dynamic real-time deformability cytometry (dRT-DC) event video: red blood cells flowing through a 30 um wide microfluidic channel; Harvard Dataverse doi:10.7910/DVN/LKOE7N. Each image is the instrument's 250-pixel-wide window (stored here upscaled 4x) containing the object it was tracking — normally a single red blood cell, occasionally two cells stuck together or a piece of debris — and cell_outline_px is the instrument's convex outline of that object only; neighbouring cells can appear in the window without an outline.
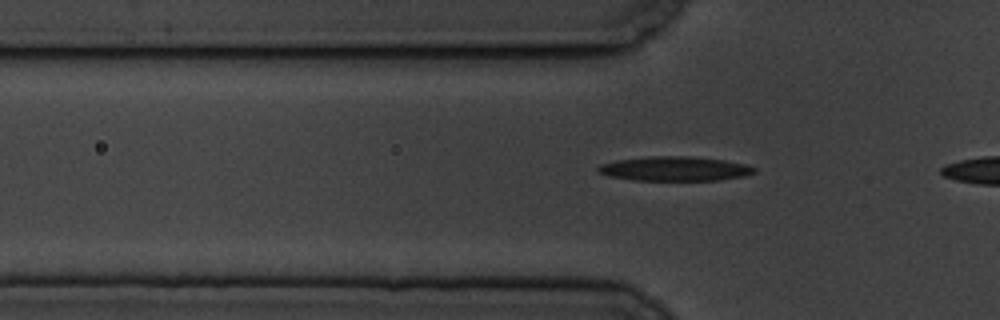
{"species": "common noctule bat (a hibernating species)", "species_latin": "Nyctalus noctula", "temperature_condition": "cold", "stored_images_in_passage": 18, "camera_frame_rate_fps": 3000, "um_per_image_px": 0.085, "animal": {"sex": "male", "body_mass_g": 19.5, "forearm_length_mm": 54.6}, "frame": {"image": 1, "passage_image": 11, "time_ms": 3.333, "image_size_px": [1000, 320], "cell_outline_px": [[756, 172], [744, 176], [716, 180], [632, 180], [608, 176], [596, 172], [596, 168], [600, 164], [616, 160], [648, 156], [692, 156], [724, 160], [748, 164], [756, 168]], "centroid_in_image_um": [57.33, 14.33], "position_along_channel_um": 68.5, "area_um2": 22.43}}
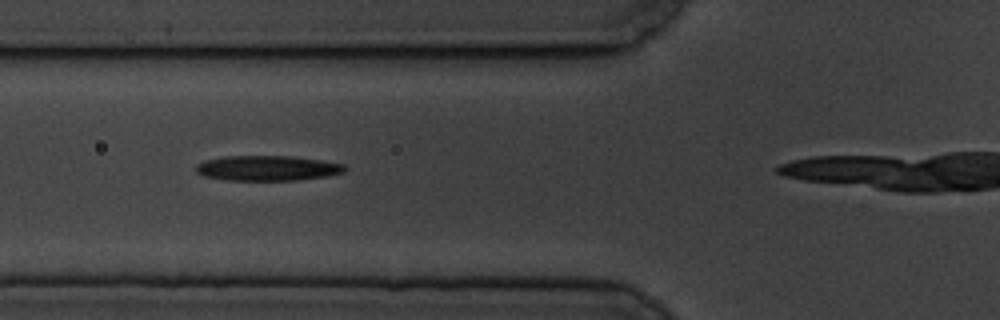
{"frame": {"image": 2, "passage_image": 14, "time_ms": 4.333, "image_size_px": [1000, 320], "cell_outline_px": [[348, 168], [344, 172], [328, 176], [300, 180], [228, 180], [204, 176], [196, 172], [196, 164], [204, 160], [224, 156], [292, 156], [320, 160], [344, 164]], "centroid_in_image_um": [22.74, 14.29], "position_along_channel_um": 103.1, "area_um2": 21.91}}
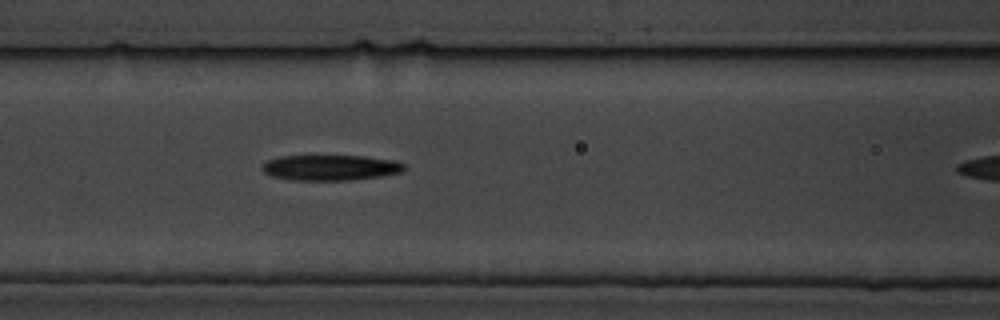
{"frame": {"image": 3, "passage_image": 17, "time_ms": 5.333, "image_size_px": [1000, 320], "cell_outline_px": [[404, 172], [380, 176], [348, 180], [296, 180], [272, 176], [264, 172], [260, 168], [268, 160], [280, 156], [364, 156], [396, 160], [404, 164]], "centroid_in_image_um": [28.11, 14.24], "position_along_channel_um": 138.5, "area_um2": 21.04}}